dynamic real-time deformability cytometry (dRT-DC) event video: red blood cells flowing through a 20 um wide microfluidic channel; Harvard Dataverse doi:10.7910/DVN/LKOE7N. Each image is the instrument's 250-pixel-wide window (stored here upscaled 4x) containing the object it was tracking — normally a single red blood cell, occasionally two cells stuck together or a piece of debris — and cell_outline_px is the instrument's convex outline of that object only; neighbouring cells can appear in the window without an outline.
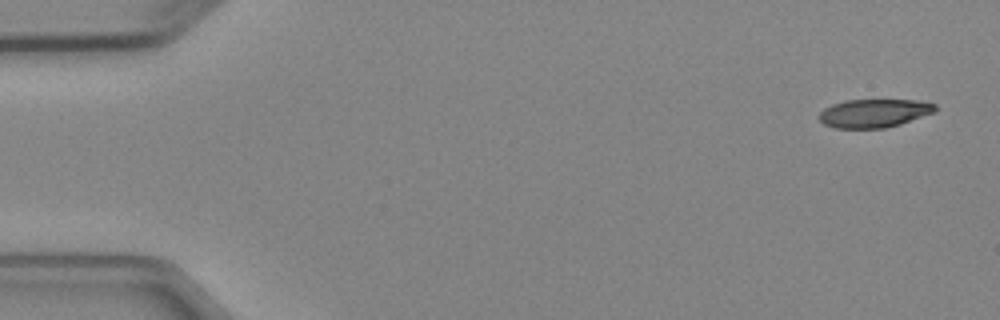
{"species": "Egyptian fruit bat (a non-hibernating species)", "species_latin": "Rousettus aegyptiacus", "temperature_condition": "cold", "stored_images_in_passage": 7, "camera_frame_rate_fps": 3000, "um_per_image_px": 0.085, "animal": {"sex": "female"}, "frame": {"image": 1, "passage_image": 1, "time_ms": 0.0, "image_size_px": [1000, 320], "cell_outline_px": [[936, 112], [900, 124], [884, 128], [836, 128], [824, 124], [816, 116], [824, 108], [832, 104], [844, 100], [916, 100], [936, 104]], "centroid_in_image_um": [74.28, 9.62], "position_along_channel_um": 10.7, "area_um2": 19.31}}
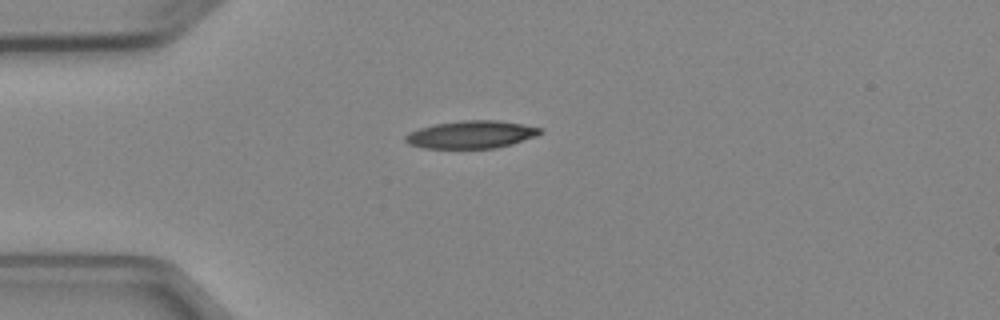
{"frame": {"image": 2, "passage_image": 4, "time_ms": 3.667, "image_size_px": [1000, 320], "cell_outline_px": [[544, 132], [536, 136], [496, 148], [424, 148], [408, 144], [404, 140], [404, 136], [408, 132], [420, 128], [436, 124], [464, 120], [496, 120], [524, 124], [544, 128]], "centroid_in_image_um": [40.07, 11.43], "position_along_channel_um": 44.9, "area_um2": 21.73}}